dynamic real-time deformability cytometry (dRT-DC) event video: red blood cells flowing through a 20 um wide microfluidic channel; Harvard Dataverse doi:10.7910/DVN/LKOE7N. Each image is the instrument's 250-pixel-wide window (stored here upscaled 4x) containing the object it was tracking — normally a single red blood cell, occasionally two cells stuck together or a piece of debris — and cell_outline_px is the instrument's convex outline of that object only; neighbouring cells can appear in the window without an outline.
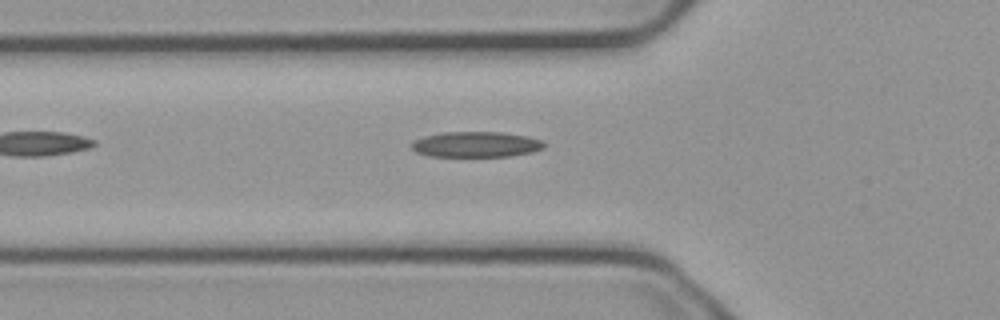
{"species": "common noctule bat (a hibernating species)", "species_latin": "Nyctalus noctula", "temperature_condition": "cold", "stored_images_in_passage": 21, "camera_frame_rate_fps": 3000, "um_per_image_px": 0.085, "animal": {"sex": "male", "body_mass_g": 23.1, "forearm_length_mm": 52.7}, "frame": {"image": 1, "passage_image": 2, "time_ms": 0.333, "image_size_px": [1000, 320], "cell_outline_px": [[544, 148], [532, 152], [508, 156], [428, 156], [416, 152], [412, 148], [412, 144], [416, 140], [424, 136], [444, 132], [504, 132], [528, 136], [544, 140]], "centroid_in_image_um": [40.5, 12.27], "position_along_channel_um": 85.3, "area_um2": 19.71}}
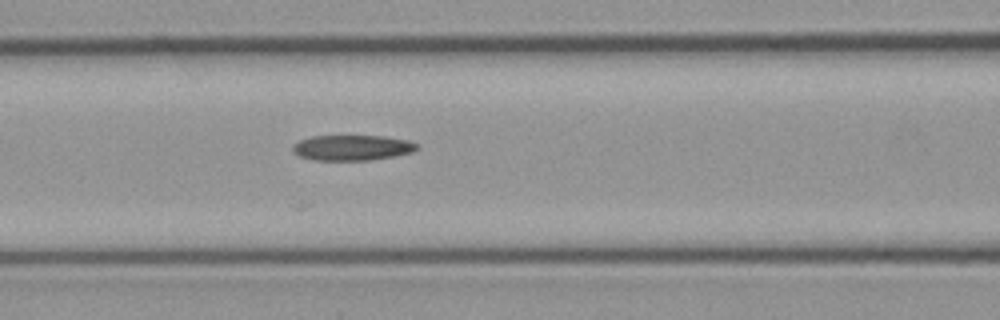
{"frame": {"image": 2, "passage_image": 6, "time_ms": 1.667, "image_size_px": [1000, 320], "cell_outline_px": [[420, 148], [412, 152], [392, 156], [368, 160], [316, 160], [300, 156], [292, 152], [292, 144], [300, 140], [312, 136], [384, 136], [408, 140], [420, 144]], "centroid_in_image_um": [29.94, 12.54], "position_along_channel_um": 136.7, "area_um2": 18.44}}